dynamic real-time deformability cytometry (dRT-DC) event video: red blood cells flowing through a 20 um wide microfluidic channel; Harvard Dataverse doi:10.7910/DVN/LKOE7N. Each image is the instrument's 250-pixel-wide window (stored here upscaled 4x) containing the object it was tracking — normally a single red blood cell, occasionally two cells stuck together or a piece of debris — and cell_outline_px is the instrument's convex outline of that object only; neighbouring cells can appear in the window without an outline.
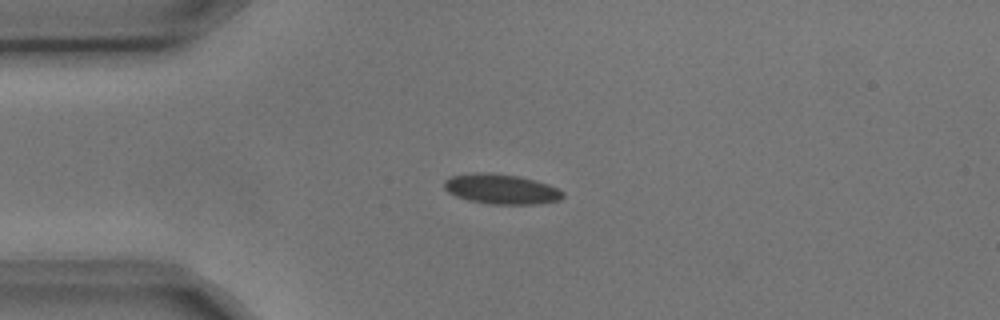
{"species": "common noctule bat (a hibernating species)", "species_latin": "Nyctalus noctula", "temperature_condition": "cold", "stored_images_in_passage": 1, "camera_frame_rate_fps": 3000, "um_per_image_px": 0.085, "animal": {"sex": "male", "body_mass_g": 17.9, "forearm_length_mm": 54.2}, "frame": {"image": 1, "passage_image": 1, "time_ms": 0.0, "image_size_px": [1000, 320], "cell_outline_px": [[564, 196], [560, 200], [536, 204], [488, 204], [468, 200], [456, 196], [448, 192], [444, 188], [444, 180], [452, 176], [472, 172], [488, 172], [520, 176], [536, 180], [548, 184], [564, 192]], "centroid_in_image_um": [42.6, 16.06], "position_along_channel_um": 42.4, "area_um2": 20.92}}